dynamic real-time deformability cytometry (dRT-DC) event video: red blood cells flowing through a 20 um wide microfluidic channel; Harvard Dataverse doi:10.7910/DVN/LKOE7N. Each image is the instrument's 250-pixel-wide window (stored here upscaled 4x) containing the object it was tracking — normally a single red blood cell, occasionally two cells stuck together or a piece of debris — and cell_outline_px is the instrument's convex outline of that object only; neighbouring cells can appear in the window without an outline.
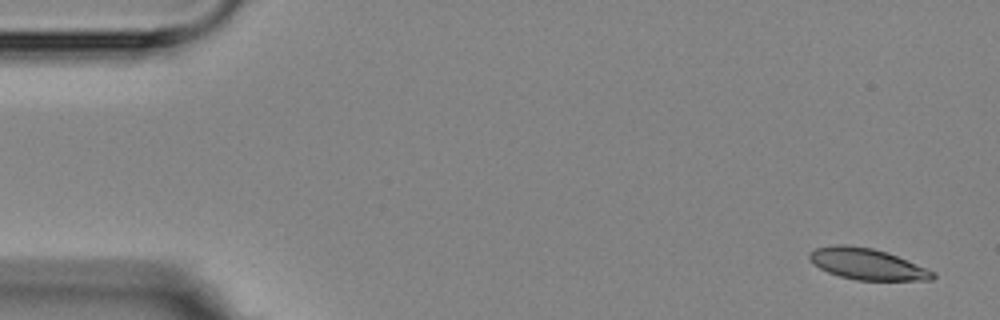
{"species": "Egyptian fruit bat (a non-hibernating species)", "species_latin": "Rousettus aegyptiacus", "temperature_condition": "room temperature", "stored_images_in_passage": 3, "camera_frame_rate_fps": 3000, "um_per_image_px": 0.085, "animal": {"sex": "female"}, "frame": {"image": 1, "passage_image": 1, "time_ms": 0.0, "image_size_px": [1000, 320], "cell_outline_px": [[936, 276], [932, 280], [856, 280], [840, 276], [828, 272], [812, 264], [808, 256], [808, 252], [816, 248], [836, 244], [844, 244], [872, 248], [896, 256], [936, 272]], "centroid_in_image_um": [73.67, 22.44], "position_along_channel_um": 11.3, "area_um2": 22.31}}